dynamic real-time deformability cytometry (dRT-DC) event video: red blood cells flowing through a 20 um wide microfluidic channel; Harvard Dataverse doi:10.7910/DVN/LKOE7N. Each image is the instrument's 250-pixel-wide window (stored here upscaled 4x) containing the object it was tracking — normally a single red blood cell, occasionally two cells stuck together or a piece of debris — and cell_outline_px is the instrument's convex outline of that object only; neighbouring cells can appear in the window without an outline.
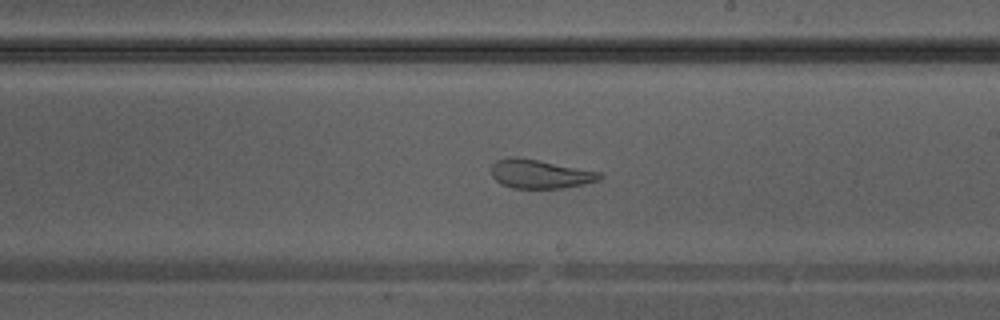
{"species": "Egyptian fruit bat (a non-hibernating species)", "species_latin": "Rousettus aegyptiacus", "temperature_condition": "warm", "stored_images_in_passage": 41, "camera_frame_rate_fps": 3000, "um_per_image_px": 0.085, "animal": {"sex": "male"}, "frame": {"image": 1, "passage_image": 24, "time_ms": 7.667, "image_size_px": [1000, 320], "cell_outline_px": [[604, 176], [600, 180], [584, 184], [560, 188], [512, 188], [500, 184], [492, 176], [492, 164], [496, 160], [512, 156], [536, 160], [600, 172]], "centroid_in_image_um": [45.88, 14.8], "position_along_channel_um": 243.1, "area_um2": 18.03}}